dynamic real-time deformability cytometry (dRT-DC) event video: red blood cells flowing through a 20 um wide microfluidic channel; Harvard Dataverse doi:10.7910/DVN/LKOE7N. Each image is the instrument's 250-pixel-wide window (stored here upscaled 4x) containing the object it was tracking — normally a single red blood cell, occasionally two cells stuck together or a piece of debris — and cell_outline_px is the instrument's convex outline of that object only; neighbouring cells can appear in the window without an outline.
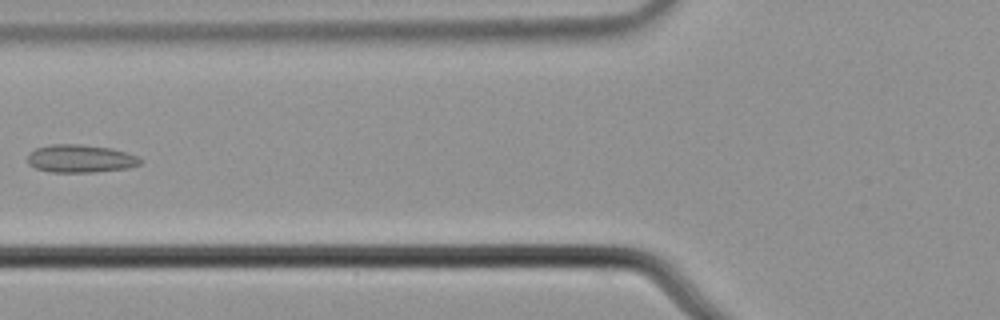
{"species": "common noctule bat (a hibernating species)", "species_latin": "Nyctalus noctula", "temperature_condition": "cold", "stored_images_in_passage": 6, "camera_frame_rate_fps": 3000, "um_per_image_px": 0.085, "animal": {"sex": "male", "body_mass_g": 21.5, "forearm_length_mm": 52.0}, "frame": {"image": 1, "passage_image": 6, "time_ms": 1.667, "image_size_px": [1000, 320], "cell_outline_px": [[144, 160], [140, 164], [128, 168], [96, 172], [48, 172], [36, 168], [28, 164], [28, 156], [36, 148], [52, 144], [80, 144], [112, 148], [140, 156]], "centroid_in_image_um": [6.89, 13.48], "position_along_channel_um": 118.9, "area_um2": 18.5}}